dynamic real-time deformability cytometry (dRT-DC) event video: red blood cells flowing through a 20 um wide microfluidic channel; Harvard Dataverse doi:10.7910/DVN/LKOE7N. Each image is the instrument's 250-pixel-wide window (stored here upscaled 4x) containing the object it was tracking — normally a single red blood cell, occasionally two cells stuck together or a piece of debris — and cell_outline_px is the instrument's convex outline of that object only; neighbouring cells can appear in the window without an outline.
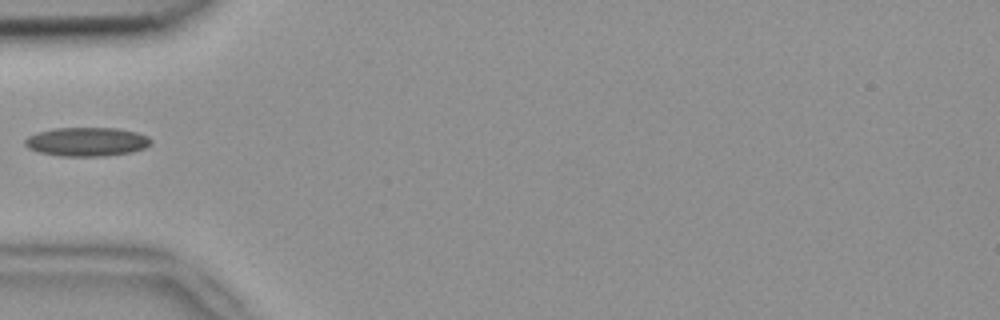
{"species": "common noctule bat (a hibernating species)", "species_latin": "Nyctalus noctula", "temperature_condition": "room temperature", "stored_images_in_passage": 3, "camera_frame_rate_fps": 3000, "um_per_image_px": 0.085, "animal": {"sex": "female", "body_mass_g": 18.4}, "frame": {"image": 1, "passage_image": 2, "time_ms": 0.333, "image_size_px": [1000, 320], "cell_outline_px": [[152, 144], [144, 148], [132, 152], [104, 156], [60, 156], [40, 152], [28, 148], [24, 144], [24, 140], [28, 136], [40, 132], [56, 128], [116, 128], [136, 132], [148, 136], [152, 140]], "centroid_in_image_um": [7.4, 12.05], "position_along_channel_um": 77.6, "area_um2": 21.15}}